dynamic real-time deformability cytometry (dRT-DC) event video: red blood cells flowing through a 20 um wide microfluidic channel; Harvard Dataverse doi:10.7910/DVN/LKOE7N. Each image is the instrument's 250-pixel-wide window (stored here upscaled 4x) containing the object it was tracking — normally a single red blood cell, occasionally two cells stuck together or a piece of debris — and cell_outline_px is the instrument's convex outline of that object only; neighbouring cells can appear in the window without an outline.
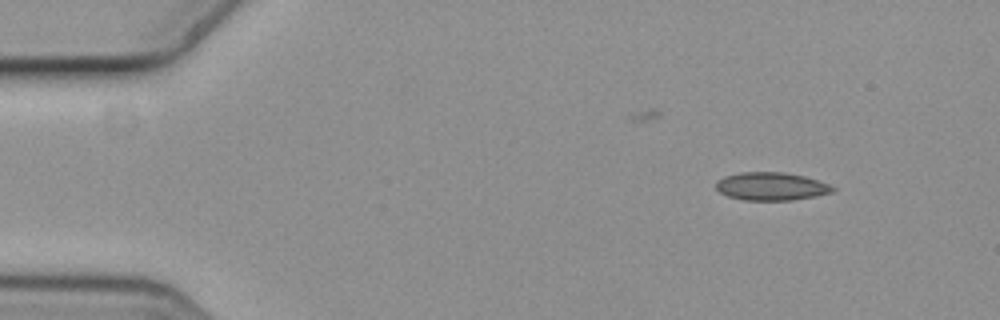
{"species": "common noctule bat (a hibernating species)", "species_latin": "Nyctalus noctula", "temperature_condition": "cold", "stored_images_in_passage": 4, "camera_frame_rate_fps": 3000, "um_per_image_px": 0.085, "animal": {"sex": "female", "body_mass_g": 19.3, "forearm_length_mm": 54.1}, "frame": {"image": 1, "passage_image": 1, "time_ms": 0.0, "image_size_px": [1000, 320], "cell_outline_px": [[836, 188], [832, 192], [816, 196], [792, 200], [744, 200], [728, 196], [720, 192], [716, 188], [716, 180], [724, 176], [740, 172], [784, 172], [804, 176], [828, 184]], "centroid_in_image_um": [65.53, 15.83], "position_along_channel_um": 19.5, "area_um2": 19.02}}